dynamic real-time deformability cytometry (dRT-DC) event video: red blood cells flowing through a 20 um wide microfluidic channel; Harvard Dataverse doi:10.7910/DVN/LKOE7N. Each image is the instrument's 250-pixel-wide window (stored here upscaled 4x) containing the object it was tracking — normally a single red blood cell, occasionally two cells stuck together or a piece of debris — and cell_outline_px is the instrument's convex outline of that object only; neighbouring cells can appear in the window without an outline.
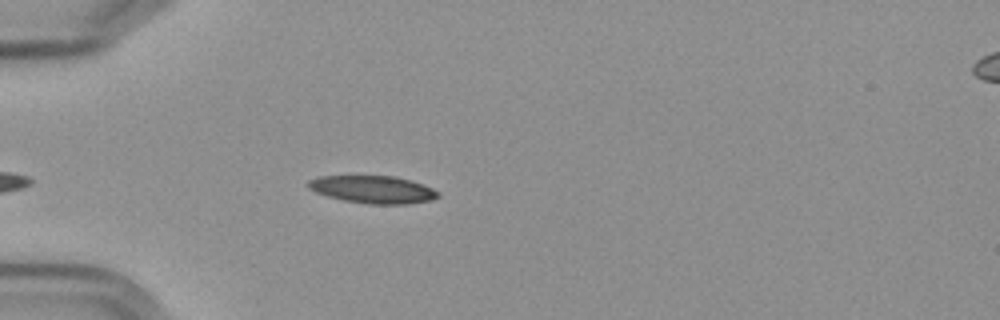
{"species": "Egyptian fruit bat (a non-hibernating species)", "species_latin": "Rousettus aegyptiacus", "temperature_condition": "cold", "stored_images_in_passage": 4, "camera_frame_rate_fps": 3000, "um_per_image_px": 0.085, "frame": {"image": 1, "passage_image": 4, "time_ms": 3.667, "image_size_px": [1000, 320], "cell_outline_px": [[440, 196], [432, 200], [408, 204], [368, 204], [344, 200], [328, 196], [316, 192], [308, 188], [308, 180], [320, 176], [396, 176], [424, 184], [440, 192]], "centroid_in_image_um": [31.74, 16.1], "position_along_channel_um": 53.3, "area_um2": 20.92}}